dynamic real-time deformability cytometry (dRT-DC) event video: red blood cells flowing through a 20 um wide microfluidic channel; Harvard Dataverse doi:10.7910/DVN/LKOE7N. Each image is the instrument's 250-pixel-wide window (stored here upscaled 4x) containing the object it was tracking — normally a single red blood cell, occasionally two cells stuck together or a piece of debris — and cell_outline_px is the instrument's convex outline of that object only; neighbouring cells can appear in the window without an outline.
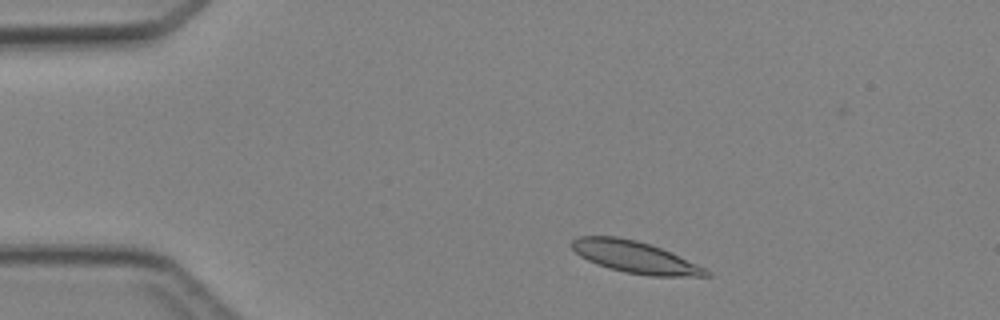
{"species": "Egyptian fruit bat (a non-hibernating species)", "species_latin": "Rousettus aegyptiacus", "temperature_condition": "cold", "stored_images_in_passage": 3, "camera_frame_rate_fps": 3000, "um_per_image_px": 0.085, "animal": {"sex": "female"}, "frame": {"image": 1, "passage_image": 1, "time_ms": 0.0, "image_size_px": [1000, 320], "cell_outline_px": [[712, 276], [648, 276], [624, 272], [608, 268], [596, 264], [580, 256], [568, 244], [576, 236], [616, 236], [636, 240], [652, 244], [696, 264], [712, 272]], "centroid_in_image_um": [53.92, 21.84], "position_along_channel_um": 31.1, "area_um2": 24.97}}